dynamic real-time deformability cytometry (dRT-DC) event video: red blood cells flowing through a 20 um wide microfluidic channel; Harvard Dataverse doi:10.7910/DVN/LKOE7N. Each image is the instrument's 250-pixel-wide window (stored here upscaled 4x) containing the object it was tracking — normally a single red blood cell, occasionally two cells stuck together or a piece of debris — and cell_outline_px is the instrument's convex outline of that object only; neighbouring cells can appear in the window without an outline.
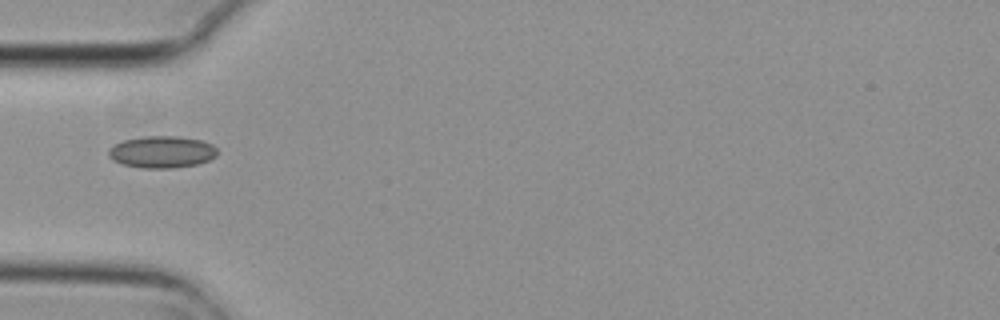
{"species": "common noctule bat (a hibernating species)", "species_latin": "Nyctalus noctula", "temperature_condition": "cold", "stored_images_in_passage": 1, "camera_frame_rate_fps": 3000, "um_per_image_px": 0.085, "animal": {"sex": "female", "body_mass_g": 29.2, "forearm_length_mm": 56.3}, "frame": {"image": 1, "passage_image": 1, "time_ms": 0.0, "image_size_px": [1000, 320], "cell_outline_px": [[216, 156], [208, 160], [196, 164], [172, 168], [140, 168], [120, 164], [112, 160], [108, 156], [108, 148], [124, 140], [144, 136], [176, 136], [200, 140], [212, 144], [216, 148]], "centroid_in_image_um": [13.71, 12.92], "position_along_channel_um": 71.3, "area_um2": 20.23}}